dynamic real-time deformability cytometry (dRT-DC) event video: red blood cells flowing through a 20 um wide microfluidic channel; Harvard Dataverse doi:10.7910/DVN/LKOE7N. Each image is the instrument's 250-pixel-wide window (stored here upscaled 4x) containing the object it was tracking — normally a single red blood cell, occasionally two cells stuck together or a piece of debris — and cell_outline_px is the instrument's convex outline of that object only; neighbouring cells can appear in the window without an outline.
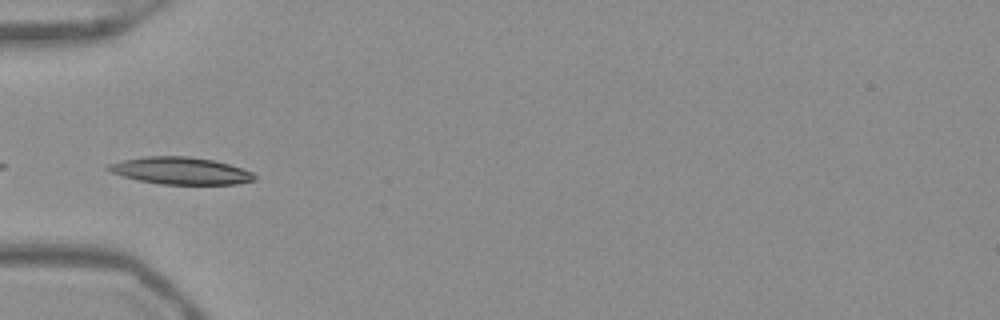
{"species": "Egyptian fruit bat (a non-hibernating species)", "species_latin": "Rousettus aegyptiacus", "temperature_condition": "warm", "stored_images_in_passage": 36, "camera_frame_rate_fps": 3000, "um_per_image_px": 0.085, "frame": {"image": 1, "passage_image": 1, "time_ms": 0.0, "image_size_px": [1000, 320], "cell_outline_px": [[256, 180], [236, 184], [160, 184], [140, 180], [124, 176], [112, 172], [104, 168], [108, 164], [120, 160], [144, 156], [188, 156], [212, 160], [228, 164], [252, 172], [256, 176]], "centroid_in_image_um": [15.33, 14.51], "position_along_channel_um": 69.7, "area_um2": 23.0}}
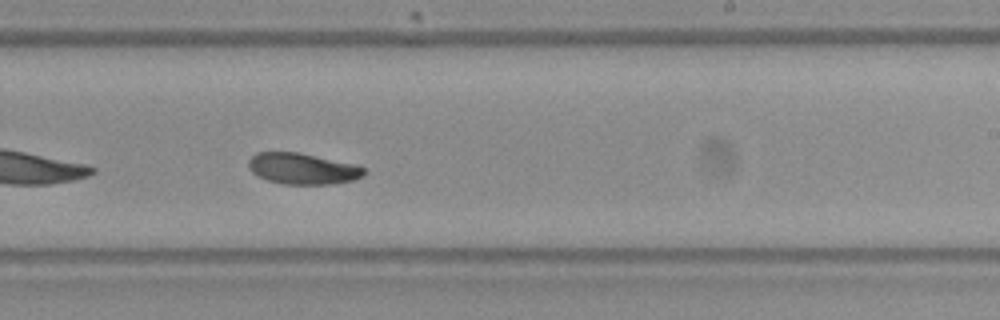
{"frame": {"image": 2, "passage_image": 16, "time_ms": 5.0, "image_size_px": [1000, 320], "cell_outline_px": [[368, 172], [364, 176], [352, 180], [328, 184], [284, 184], [268, 180], [252, 172], [248, 168], [248, 160], [256, 152], [300, 152], [356, 164], [364, 168]], "centroid_in_image_um": [25.74, 14.32], "position_along_channel_um": 263.3, "area_um2": 21.04}}
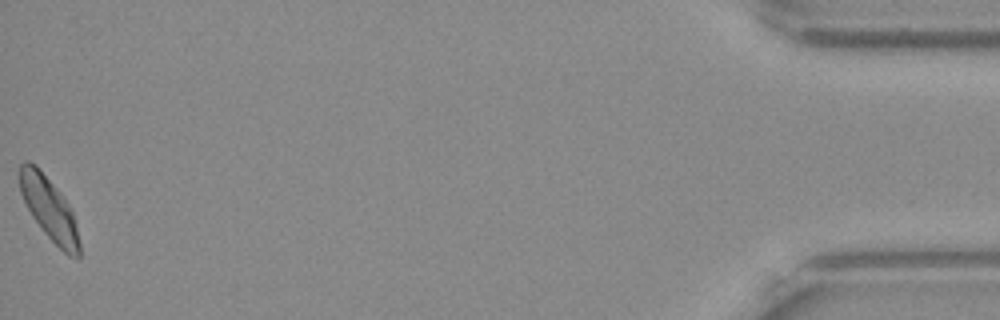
{"frame": {"image": 3, "passage_image": 36, "time_ms": 11.667, "image_size_px": [1000, 320], "cell_outline_px": [[80, 256], [68, 256], [44, 232], [32, 216], [20, 192], [20, 164], [24, 160], [28, 160], [36, 164], [60, 192], [68, 204], [72, 212], [76, 224], [80, 244]], "centroid_in_image_um": [4.18, 17.71], "position_along_channel_um": 431.0, "area_um2": 21.56}, "authors_computed_cell_mechanics": {"area_um2": 21.386, "velocity_mm_per_s": 3.881, "shape_relaxation_time_tau1_ms": 2.9044, "shape_relaxation_time_tau2_ms": 4.1752, "deformation_change_tau1": 0.1003, "deformation_change_tau2": 0.0746}}